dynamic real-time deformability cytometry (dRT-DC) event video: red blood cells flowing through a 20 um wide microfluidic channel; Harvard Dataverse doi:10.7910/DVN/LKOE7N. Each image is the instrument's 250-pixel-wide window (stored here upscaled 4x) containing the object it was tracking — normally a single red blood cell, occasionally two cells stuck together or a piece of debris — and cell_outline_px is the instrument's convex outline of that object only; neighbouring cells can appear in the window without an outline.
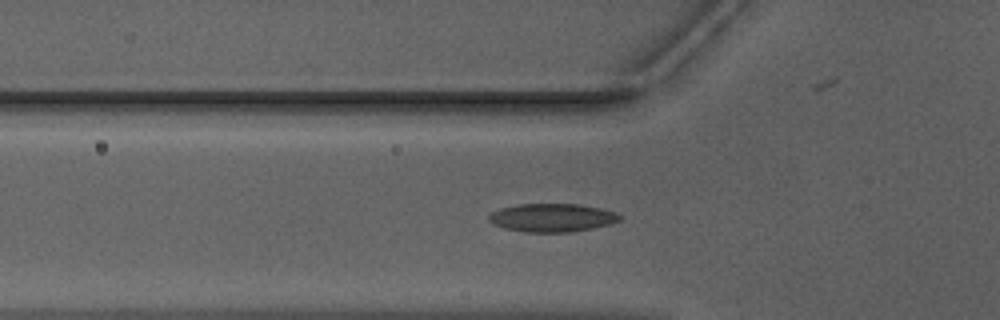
{"species": "Egyptian fruit bat (a non-hibernating species)", "species_latin": "Rousettus aegyptiacus", "temperature_condition": "warm", "stored_images_in_passage": 38, "camera_frame_rate_fps": 3000, "um_per_image_px": 0.085, "animal": {"sex": "male"}, "frame": {"image": 1, "passage_image": 7, "time_ms": 2.0, "image_size_px": [1000, 320], "cell_outline_px": [[620, 220], [608, 224], [592, 228], [572, 232], [524, 232], [504, 228], [492, 224], [488, 220], [488, 216], [492, 212], [500, 208], [520, 204], [580, 204], [600, 208], [616, 212], [620, 216]], "centroid_in_image_um": [46.9, 18.5], "position_along_channel_um": 78.9, "area_um2": 21.56}}
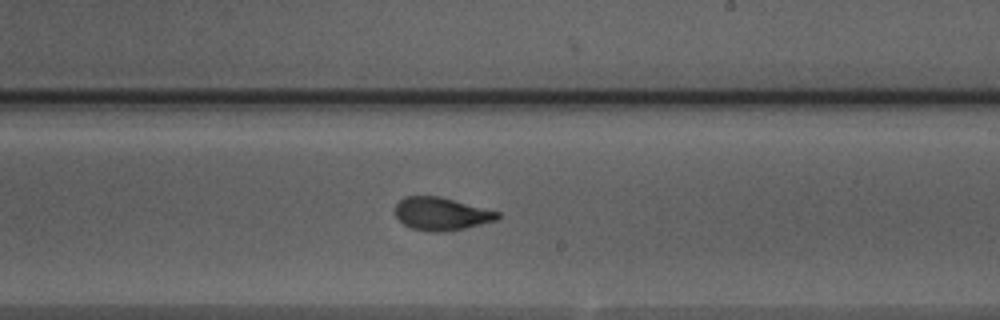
{"frame": {"image": 2, "passage_image": 20, "time_ms": 6.333, "image_size_px": [1000, 320], "cell_outline_px": [[500, 216], [496, 220], [464, 228], [444, 232], [428, 232], [412, 228], [404, 224], [396, 216], [396, 204], [404, 196], [440, 196], [500, 212]], "centroid_in_image_um": [37.51, 18.17], "position_along_channel_um": 251.5, "area_um2": 19.54}}
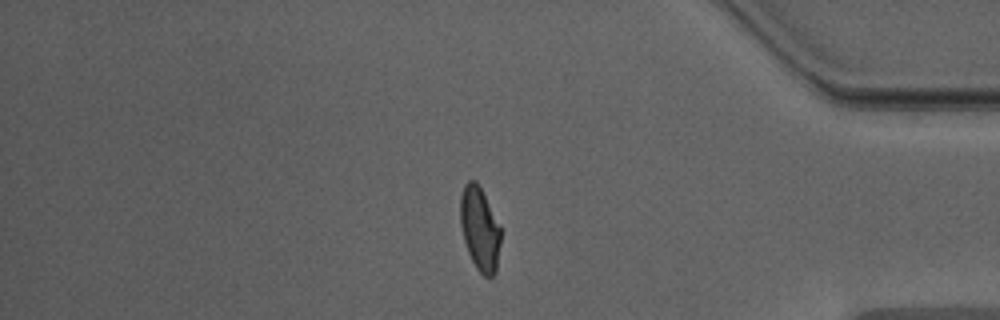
{"frame": {"image": 3, "passage_image": 33, "time_ms": 10.667, "image_size_px": [1000, 320], "cell_outline_px": [[500, 244], [496, 272], [488, 280], [476, 268], [468, 252], [464, 240], [460, 224], [460, 196], [464, 184], [468, 180], [476, 180], [500, 228]], "centroid_in_image_um": [40.76, 19.48], "position_along_channel_um": 394.4, "area_um2": 19.48}, "authors_computed_cell_mechanics": {"area_um2": 20.2589, "velocity_mm_per_s": 3.9731, "shape_relaxation_time_tau1_ms": 4.9632, "shape_relaxation_time_tau2_ms": 1.1158, "deformation_change_tau1": 0.183, "deformation_change_tau2": 0.0738}}